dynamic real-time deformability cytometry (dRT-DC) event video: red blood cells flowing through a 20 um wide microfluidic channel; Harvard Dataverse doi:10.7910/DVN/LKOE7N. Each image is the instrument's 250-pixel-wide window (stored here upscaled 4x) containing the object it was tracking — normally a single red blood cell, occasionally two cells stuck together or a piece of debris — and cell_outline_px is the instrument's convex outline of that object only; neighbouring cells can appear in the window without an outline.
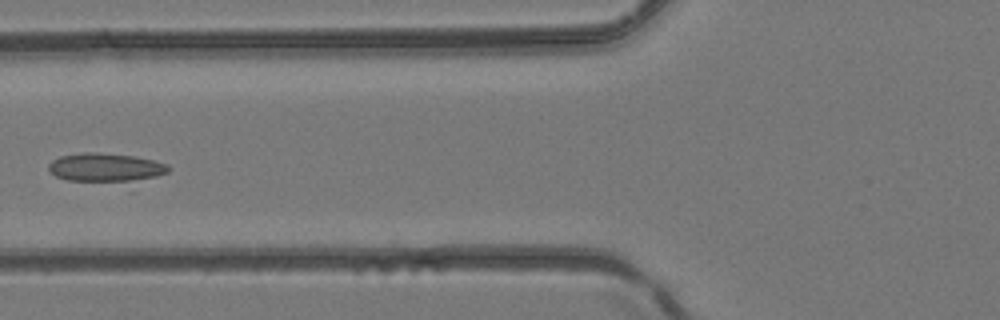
{"species": "common noctule bat (a hibernating species)", "species_latin": "Nyctalus noctula", "temperature_condition": "room temperature", "stored_images_in_passage": 5, "camera_frame_rate_fps": 3000, "um_per_image_px": 0.085, "animal": {"sex": "female", "body_mass_g": 24.6, "forearm_length_mm": 56.2}, "frame": {"image": 1, "passage_image": 5, "time_ms": 1.333, "image_size_px": [1000, 320], "cell_outline_px": [[168, 172], [156, 176], [128, 180], [68, 180], [56, 176], [48, 168], [48, 164], [52, 160], [60, 156], [84, 152], [96, 152], [136, 156], [168, 164]], "centroid_in_image_um": [8.94, 14.19], "position_along_channel_um": 116.9, "area_um2": 19.31}}